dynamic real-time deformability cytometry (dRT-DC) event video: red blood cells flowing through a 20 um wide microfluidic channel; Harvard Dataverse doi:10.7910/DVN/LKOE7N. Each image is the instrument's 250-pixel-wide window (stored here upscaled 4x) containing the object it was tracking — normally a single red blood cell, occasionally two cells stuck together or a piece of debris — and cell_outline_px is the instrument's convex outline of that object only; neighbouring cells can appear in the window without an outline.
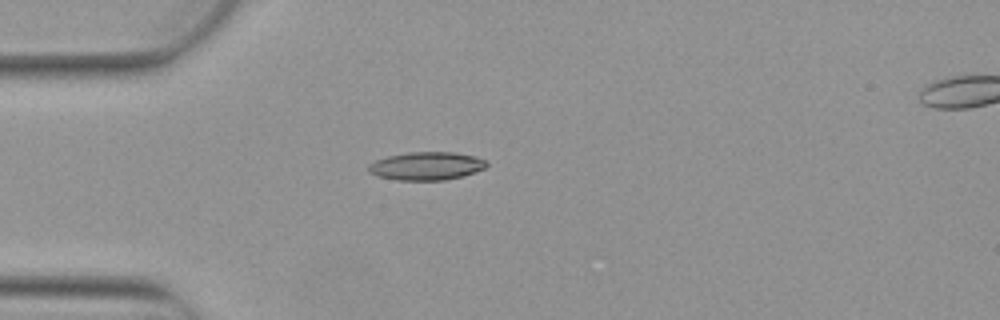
{"species": "Egyptian fruit bat (a non-hibernating species)", "species_latin": "Rousettus aegyptiacus", "temperature_condition": "warm", "stored_images_in_passage": 4, "camera_frame_rate_fps": 3000, "um_per_image_px": 0.085, "animal": {"sex": "female"}, "frame": {"image": 1, "passage_image": 4, "time_ms": 1.0, "image_size_px": [1000, 320], "cell_outline_px": [[488, 164], [484, 168], [464, 176], [444, 180], [396, 180], [376, 176], [368, 172], [368, 164], [376, 160], [388, 156], [408, 152], [456, 152], [476, 156], [488, 160]], "centroid_in_image_um": [36.26, 14.1], "position_along_channel_um": 48.7, "area_um2": 19.59}}